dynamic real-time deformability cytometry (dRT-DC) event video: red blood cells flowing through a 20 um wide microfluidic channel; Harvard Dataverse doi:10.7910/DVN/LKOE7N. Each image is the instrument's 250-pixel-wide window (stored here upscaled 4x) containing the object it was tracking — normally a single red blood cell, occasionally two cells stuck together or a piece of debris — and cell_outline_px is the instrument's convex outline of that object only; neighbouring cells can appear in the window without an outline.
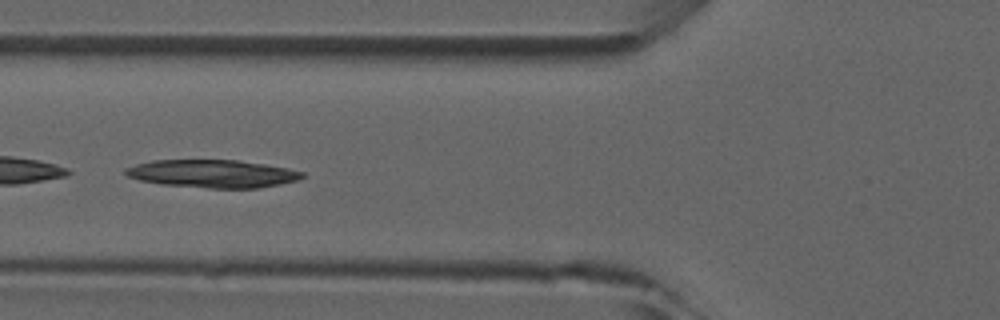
{"species": "common noctule bat (a hibernating species)", "species_latin": "Nyctalus noctula", "temperature_condition": "room temperature", "stored_images_in_passage": 5, "camera_frame_rate_fps": 3000, "um_per_image_px": 0.085, "animal": {"sex": "male", "forearm_length_mm": 52.5}, "frame": {"image": 1, "passage_image": 3, "time_ms": 2.333, "image_size_px": [1000, 320], "cell_outline_px": [[304, 176], [300, 180], [260, 188], [208, 188], [160, 184], [140, 180], [128, 176], [124, 172], [124, 168], [136, 164], [152, 160], [236, 160], [264, 164], [288, 168], [304, 172]], "centroid_in_image_um": [18.08, 14.76], "position_along_channel_um": 107.7, "area_um2": 28.78}}
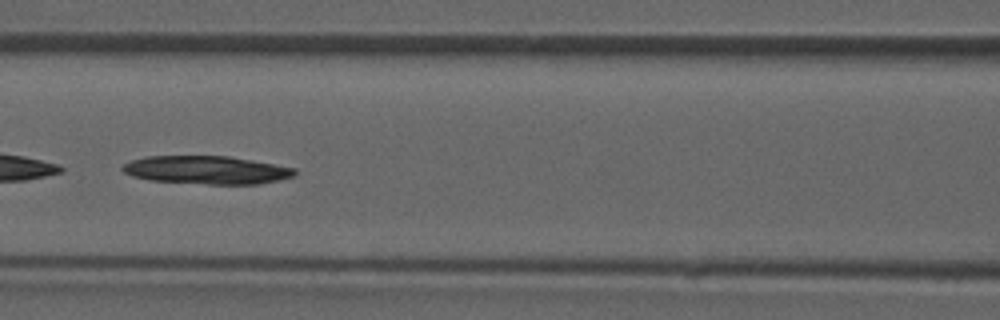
{"frame": {"image": 2, "passage_image": 4, "time_ms": 3.333, "image_size_px": [1000, 320], "cell_outline_px": [[296, 176], [260, 184], [208, 184], [148, 180], [132, 176], [124, 172], [120, 168], [124, 164], [132, 160], [144, 156], [228, 156], [252, 160], [296, 168]], "centroid_in_image_um": [17.56, 14.45], "position_along_channel_um": 149.0, "area_um2": 28.32}}